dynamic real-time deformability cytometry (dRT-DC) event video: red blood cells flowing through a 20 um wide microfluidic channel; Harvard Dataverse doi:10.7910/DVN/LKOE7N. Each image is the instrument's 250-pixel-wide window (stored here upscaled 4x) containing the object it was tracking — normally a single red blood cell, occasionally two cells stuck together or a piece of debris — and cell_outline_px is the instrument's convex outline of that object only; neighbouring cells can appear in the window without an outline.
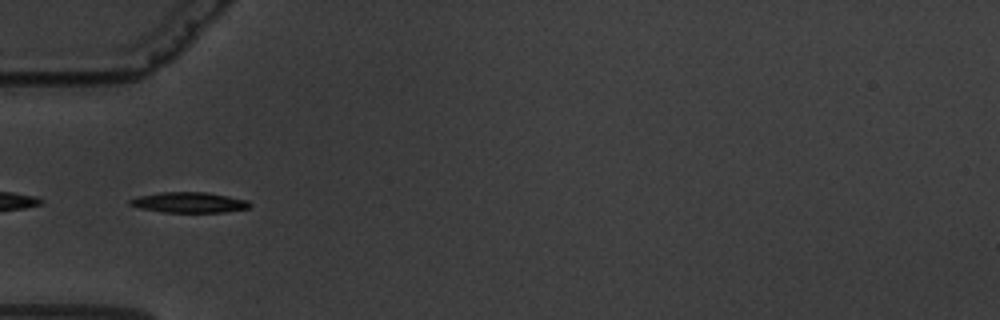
{"species": "common noctule bat (a hibernating species)", "species_latin": "Nyctalus noctula", "temperature_condition": "warm", "stored_images_in_passage": 41, "camera_frame_rate_fps": 3000, "um_per_image_px": 0.085, "animal": {"sex": "male", "body_mass_g": 19.5, "forearm_length_mm": 54.6}, "frame": {"image": 1, "passage_image": 1, "time_ms": 0.0, "image_size_px": [1000, 320], "cell_outline_px": [[252, 204], [248, 208], [224, 212], [164, 212], [140, 208], [128, 204], [128, 200], [140, 196], [160, 192], [204, 192], [228, 196], [248, 200]], "centroid_in_image_um": [16.08, 17.2], "position_along_channel_um": 68.9, "area_um2": 14.22}}
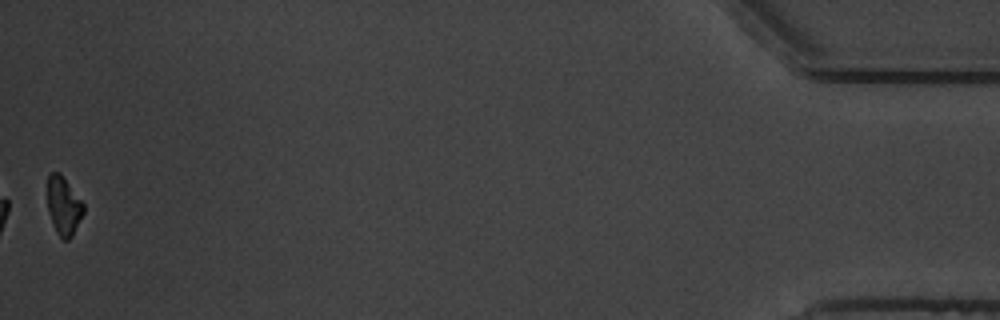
{"frame": {"image": 2, "passage_image": 41, "time_ms": 13.333, "image_size_px": [1000, 320], "cell_outline_px": [[84, 212], [72, 236], [68, 240], [64, 240], [56, 232], [48, 212], [48, 176], [52, 172], [60, 172], [84, 204]], "centroid_in_image_um": [5.41, 17.5], "position_along_channel_um": 429.8, "area_um2": 12.14}, "authors_computed_cell_mechanics": {"area_um2": 13.7564, "velocity_mm_per_s": 3.3772, "shape_relaxation_time_tau1_ms": 3.016, "shape_relaxation_time_tau2_ms": null, "deformation_change_tau1": 0.153, "deformation_change_tau2": null}}